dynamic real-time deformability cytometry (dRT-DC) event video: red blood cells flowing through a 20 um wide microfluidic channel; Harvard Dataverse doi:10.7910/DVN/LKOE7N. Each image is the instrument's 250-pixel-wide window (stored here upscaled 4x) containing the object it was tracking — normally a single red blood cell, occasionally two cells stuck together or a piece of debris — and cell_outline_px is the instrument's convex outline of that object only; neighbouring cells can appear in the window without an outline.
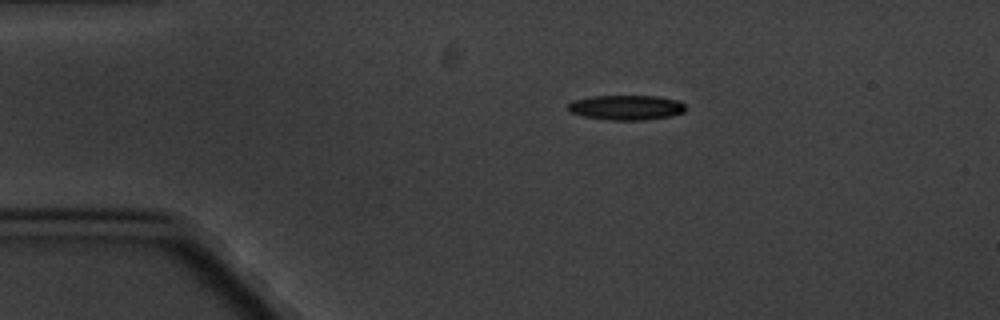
{"species": "common noctule bat (a hibernating species)", "species_latin": "Nyctalus noctula", "temperature_condition": "cold", "stored_images_in_passage": 7, "camera_frame_rate_fps": 3000, "um_per_image_px": 0.085, "animal": {"sex": "male", "body_mass_g": 20.1, "forearm_length_mm": 53.5}, "frame": {"image": 1, "passage_image": 3, "time_ms": 2.333, "image_size_px": [1000, 320], "cell_outline_px": [[684, 112], [672, 116], [644, 120], [608, 120], [584, 116], [568, 112], [568, 104], [572, 100], [592, 96], [656, 96], [680, 100], [684, 104]], "centroid_in_image_um": [53.22, 9.14], "position_along_channel_um": 31.8, "area_um2": 17.17}}
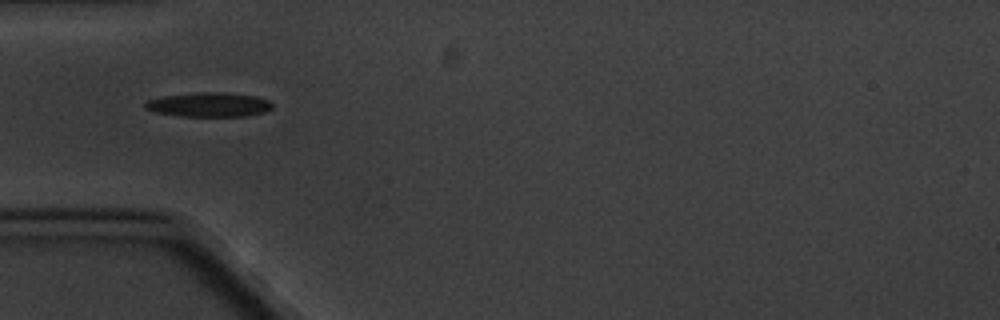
{"frame": {"image": 2, "passage_image": 5, "time_ms": 4.667, "image_size_px": [1000, 320], "cell_outline_px": [[272, 108], [264, 112], [244, 116], [180, 116], [156, 112], [144, 108], [144, 104], [148, 100], [164, 96], [200, 92], [220, 92], [256, 96], [268, 100], [272, 104]], "centroid_in_image_um": [17.76, 8.89], "position_along_channel_um": 67.2, "area_um2": 17.86}}